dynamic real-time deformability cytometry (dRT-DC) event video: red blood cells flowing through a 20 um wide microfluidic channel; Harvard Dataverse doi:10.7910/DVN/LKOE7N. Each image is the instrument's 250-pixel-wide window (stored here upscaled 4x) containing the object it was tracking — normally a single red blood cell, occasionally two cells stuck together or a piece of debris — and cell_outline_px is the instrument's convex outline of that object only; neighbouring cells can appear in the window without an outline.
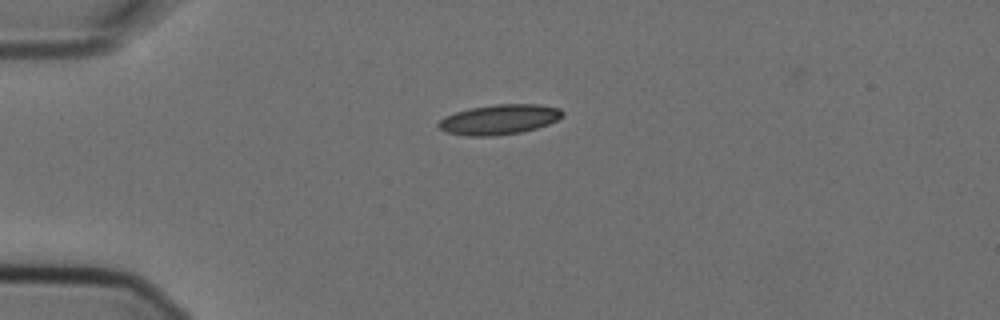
{"species": "Egyptian fruit bat (a non-hibernating species)", "species_latin": "Rousettus aegyptiacus", "temperature_condition": "cold", "stored_images_in_passage": 2, "camera_frame_rate_fps": 3000, "um_per_image_px": 0.085, "animal": {"sex": "female"}, "frame": {"image": 1, "passage_image": 1, "time_ms": 0.0, "image_size_px": [1000, 320], "cell_outline_px": [[564, 116], [548, 124], [524, 132], [492, 136], [468, 136], [444, 132], [436, 124], [444, 116], [468, 108], [496, 104], [540, 104], [560, 108], [564, 112]], "centroid_in_image_um": [42.44, 10.15], "position_along_channel_um": 42.6, "area_um2": 21.91}}